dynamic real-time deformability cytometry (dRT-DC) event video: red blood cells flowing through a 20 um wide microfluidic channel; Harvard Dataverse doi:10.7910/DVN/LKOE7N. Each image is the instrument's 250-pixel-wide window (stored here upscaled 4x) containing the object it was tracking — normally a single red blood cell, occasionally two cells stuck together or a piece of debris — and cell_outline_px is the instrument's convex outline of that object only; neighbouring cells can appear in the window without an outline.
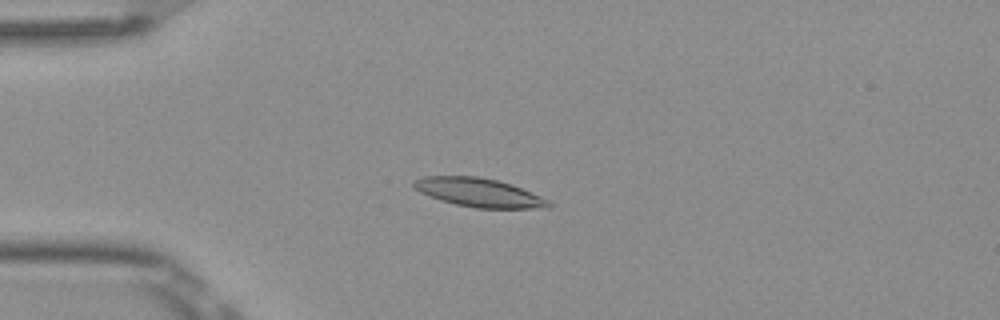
{"species": "Egyptian fruit bat (a non-hibernating species)", "species_latin": "Rousettus aegyptiacus", "temperature_condition": "room temperature", "stored_images_in_passage": 50, "camera_frame_rate_fps": 3000, "um_per_image_px": 0.085, "frame": {"image": 1, "passage_image": 11, "time_ms": 3.333, "image_size_px": [1000, 320], "cell_outline_px": [[552, 204], [548, 208], [476, 208], [456, 204], [440, 200], [420, 192], [412, 188], [412, 180], [424, 176], [476, 176], [496, 180], [512, 184], [532, 192], [548, 200]], "centroid_in_image_um": [40.68, 16.36], "position_along_channel_um": 44.3, "area_um2": 22.6}}
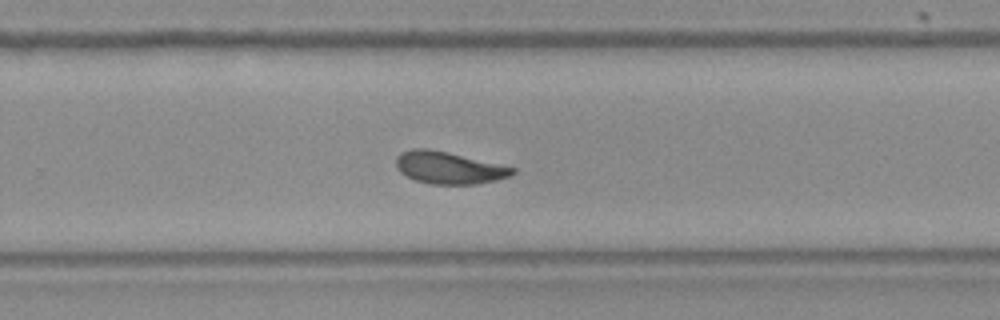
{"frame": {"image": 2, "passage_image": 32, "time_ms": 10.333, "image_size_px": [1000, 320], "cell_outline_px": [[516, 172], [512, 176], [496, 180], [476, 184], [432, 184], [416, 180], [400, 172], [396, 168], [396, 156], [400, 152], [412, 148], [428, 148], [448, 152], [516, 168]], "centroid_in_image_um": [38.15, 14.25], "position_along_channel_um": 291.7, "area_um2": 21.85}}
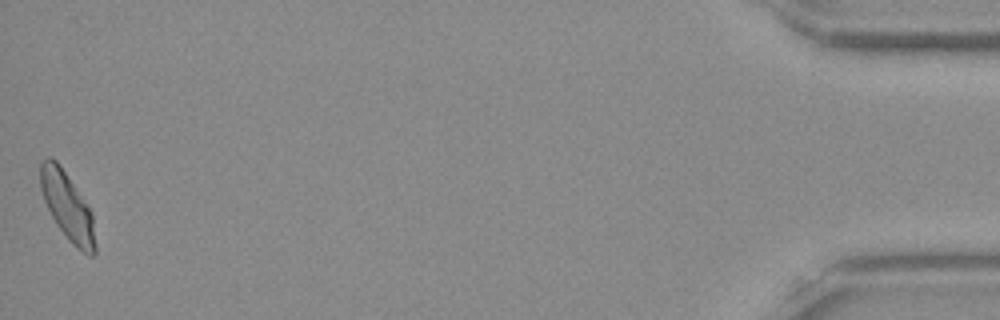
{"frame": {"image": 3, "passage_image": 50, "time_ms": 16.333, "image_size_px": [1000, 320], "cell_outline_px": [[96, 252], [92, 256], [88, 256], [76, 248], [68, 240], [56, 224], [44, 200], [40, 188], [40, 160], [48, 156], [52, 156], [56, 160], [88, 204], [92, 212], [96, 244]], "centroid_in_image_um": [5.73, 17.55], "position_along_channel_um": 429.5, "area_um2": 21.91}, "authors_computed_cell_mechanics": {"area_um2": 21.9062, "velocity_mm_per_s": 3.8538, "shape_relaxation_time_tau1_ms": 3.9889, "shape_relaxation_time_tau2_ms": 1.93, "deformation_change_tau1": 0.1248, "deformation_change_tau2": 0.0834}}